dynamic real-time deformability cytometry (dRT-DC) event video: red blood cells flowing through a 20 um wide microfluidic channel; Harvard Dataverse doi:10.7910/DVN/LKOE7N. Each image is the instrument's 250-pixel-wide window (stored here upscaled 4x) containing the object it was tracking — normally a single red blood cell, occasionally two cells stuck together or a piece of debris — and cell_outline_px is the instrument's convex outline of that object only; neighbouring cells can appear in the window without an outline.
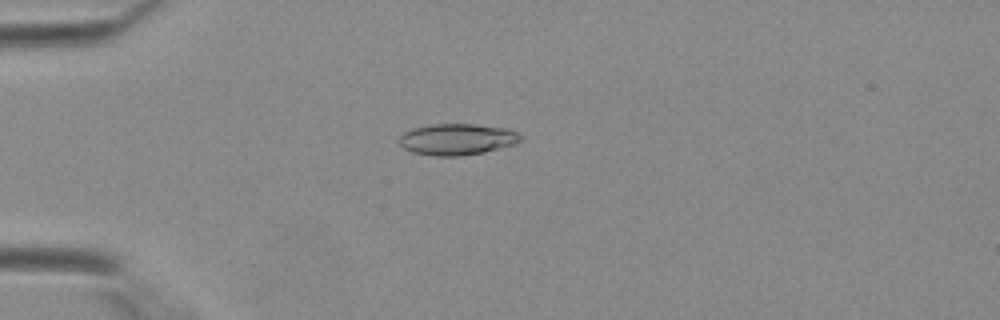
{"species": "Egyptian fruit bat (a non-hibernating species)", "species_latin": "Rousettus aegyptiacus", "temperature_condition": "warm", "stored_images_in_passage": 8, "camera_frame_rate_fps": 3000, "um_per_image_px": 0.085, "animal": {"sex": "female"}, "frame": {"image": 1, "passage_image": 1, "time_ms": 0.0, "image_size_px": [1000, 320], "cell_outline_px": [[524, 140], [516, 144], [484, 152], [460, 156], [436, 156], [412, 152], [404, 148], [400, 144], [400, 136], [404, 132], [416, 128], [436, 124], [472, 124], [508, 128], [516, 132]], "centroid_in_image_um": [38.9, 11.85], "position_along_channel_um": 46.1, "area_um2": 22.02}}
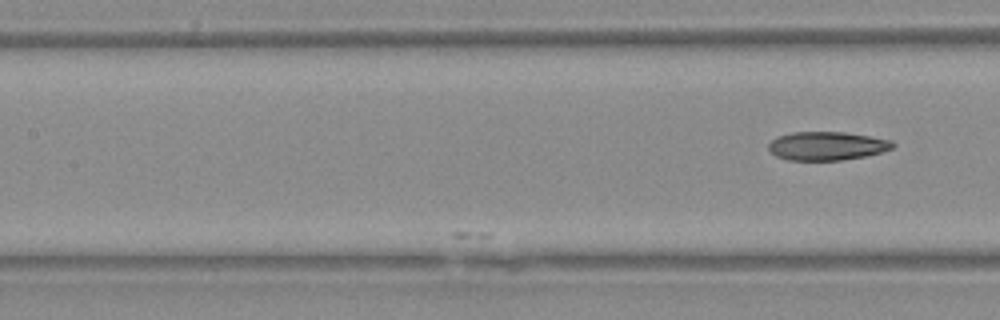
{"frame": {"image": 2, "passage_image": 8, "time_ms": 2.333, "image_size_px": [1000, 320], "cell_outline_px": [[896, 144], [892, 148], [880, 152], [864, 156], [840, 160], [788, 160], [776, 156], [768, 148], [768, 144], [776, 136], [792, 132], [844, 132], [892, 140]], "centroid_in_image_um": [70.26, 12.4], "position_along_channel_um": 137.1, "area_um2": 20.58}}